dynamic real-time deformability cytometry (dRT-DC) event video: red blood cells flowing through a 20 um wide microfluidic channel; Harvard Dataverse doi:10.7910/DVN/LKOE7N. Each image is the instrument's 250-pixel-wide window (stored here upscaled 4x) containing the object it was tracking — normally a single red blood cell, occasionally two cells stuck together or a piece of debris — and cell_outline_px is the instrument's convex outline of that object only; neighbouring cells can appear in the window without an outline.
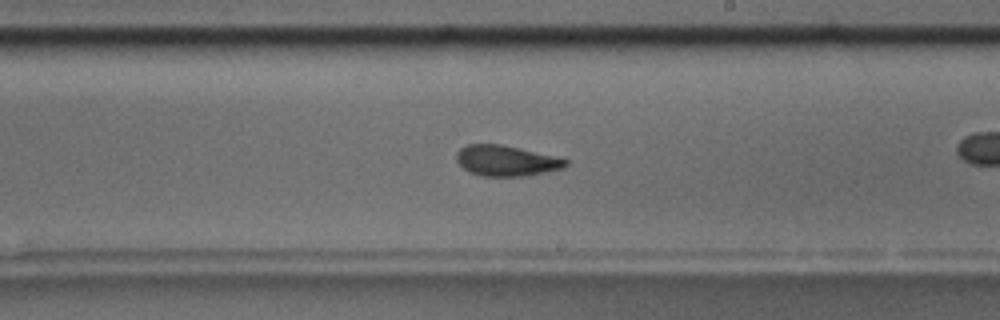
{"species": "common noctule bat (a hibernating species)", "species_latin": "Nyctalus noctula", "temperature_condition": "room temperature", "stored_images_in_passage": 60, "camera_frame_rate_fps": 3000, "um_per_image_px": 0.085, "animal": {"sex": "male", "body_mass_g": 17.5, "forearm_length_mm": 52.3}, "frame": {"image": 1, "passage_image": 35, "time_ms": 11.333, "image_size_px": [1000, 320], "cell_outline_px": [[568, 164], [564, 168], [528, 176], [484, 176], [468, 172], [456, 160], [456, 152], [460, 148], [468, 144], [500, 144], [552, 156], [568, 160]], "centroid_in_image_um": [43.0, 13.67], "position_along_channel_um": 246.0, "area_um2": 19.31}, "authors_computed_cell_mechanics": {"area_um2": 19.5364, "velocity_mm_per_s": 3.4487, "shape_relaxation_time_tau1_ms": null, "shape_relaxation_time_tau2_ms": 2.5501, "deformation_change_tau1": null, "deformation_change_tau2": 0.0997}}